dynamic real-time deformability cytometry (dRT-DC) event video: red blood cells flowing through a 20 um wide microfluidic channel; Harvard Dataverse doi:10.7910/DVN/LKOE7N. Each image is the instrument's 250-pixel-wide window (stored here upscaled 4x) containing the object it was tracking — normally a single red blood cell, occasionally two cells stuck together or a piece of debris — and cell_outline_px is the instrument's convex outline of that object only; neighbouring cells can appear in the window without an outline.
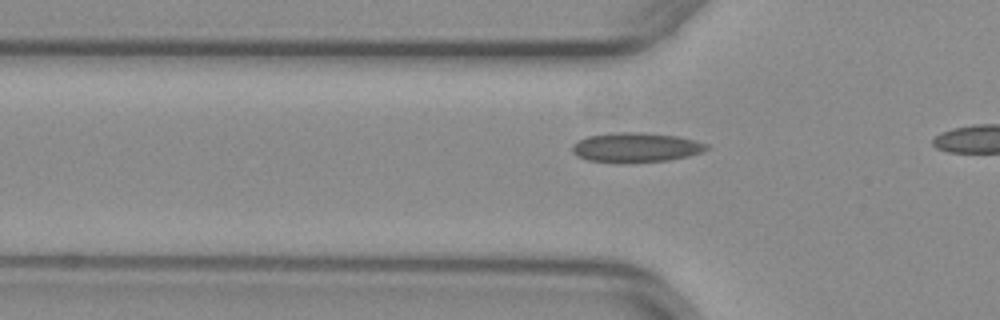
{"species": "common noctule bat (a hibernating species)", "species_latin": "Nyctalus noctula", "temperature_condition": "warm", "stored_images_in_passage": 9, "camera_frame_rate_fps": 3000, "um_per_image_px": 0.085, "animal": {"sex": "female", "body_mass_g": 29.2, "forearm_length_mm": 56.3}, "frame": {"image": 1, "passage_image": 7, "time_ms": 2.0, "image_size_px": [1000, 320], "cell_outline_px": [[708, 148], [700, 152], [688, 156], [668, 160], [628, 164], [616, 164], [588, 160], [576, 156], [572, 152], [572, 144], [588, 136], [612, 132], [640, 132], [676, 136], [708, 144]], "centroid_in_image_um": [53.98, 12.55], "position_along_channel_um": 71.8, "area_um2": 23.47}}